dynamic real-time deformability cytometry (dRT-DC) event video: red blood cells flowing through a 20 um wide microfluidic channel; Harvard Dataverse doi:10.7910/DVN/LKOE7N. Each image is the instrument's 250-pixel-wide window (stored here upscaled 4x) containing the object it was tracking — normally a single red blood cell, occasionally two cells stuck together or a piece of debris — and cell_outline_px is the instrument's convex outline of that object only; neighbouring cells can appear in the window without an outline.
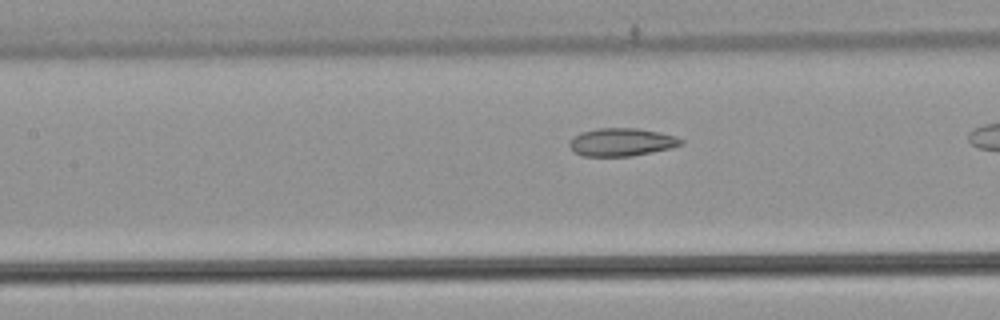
{"species": "common noctule bat (a hibernating species)", "species_latin": "Nyctalus noctula", "temperature_condition": "warm", "stored_images_in_passage": 25, "camera_frame_rate_fps": 3000, "um_per_image_px": 0.085, "animal": {"sex": "male", "body_mass_g": 21.5, "forearm_length_mm": 52.0}, "frame": {"image": 1, "passage_image": 8, "time_ms": 2.333, "image_size_px": [1000, 320], "cell_outline_px": [[684, 144], [672, 148], [632, 156], [584, 156], [576, 152], [568, 144], [580, 132], [600, 128], [636, 128], [676, 136], [684, 140]], "centroid_in_image_um": [52.89, 12.08], "position_along_channel_um": 154.5, "area_um2": 17.98}}
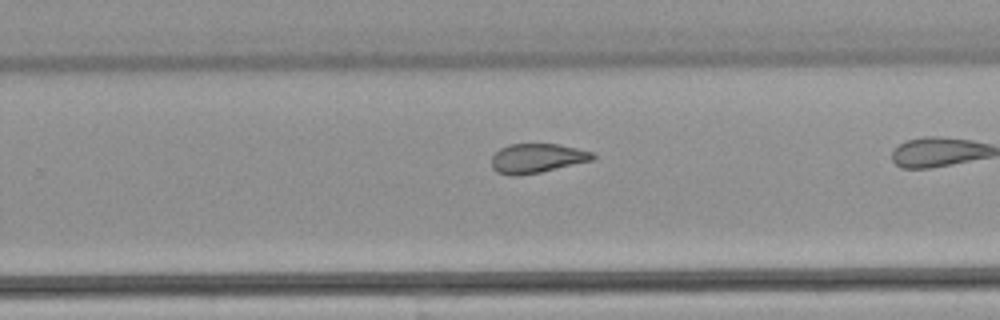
{"frame": {"image": 2, "passage_image": 18, "time_ms": 5.667, "image_size_px": [1000, 320], "cell_outline_px": [[596, 156], [592, 160], [540, 172], [516, 176], [512, 176], [496, 172], [492, 168], [492, 156], [500, 148], [508, 144], [560, 144], [592, 152]], "centroid_in_image_um": [45.61, 13.45], "position_along_channel_um": 284.2, "area_um2": 17.22}}